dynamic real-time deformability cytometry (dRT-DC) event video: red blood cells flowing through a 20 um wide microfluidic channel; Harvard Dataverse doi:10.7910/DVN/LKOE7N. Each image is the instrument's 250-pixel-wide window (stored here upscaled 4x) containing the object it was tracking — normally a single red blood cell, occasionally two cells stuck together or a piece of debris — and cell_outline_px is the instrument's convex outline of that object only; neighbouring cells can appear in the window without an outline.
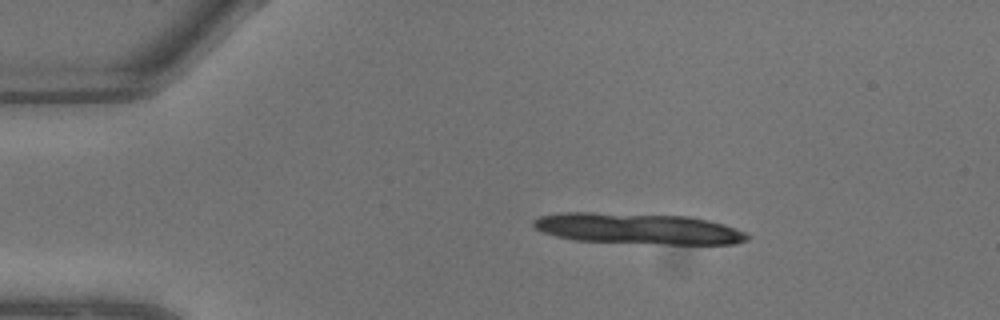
{"species": "common noctule bat (a hibernating species)", "species_latin": "Nyctalus noctula", "temperature_condition": "warm", "stored_images_in_passage": 4, "camera_frame_rate_fps": 3000, "um_per_image_px": 0.085, "animal": {"sex": "male", "body_mass_g": 13.3}, "frame": {"image": 1, "passage_image": 1, "time_ms": 0.0, "image_size_px": [1000, 320], "cell_outline_px": [[752, 236], [748, 240], [736, 244], [664, 244], [572, 240], [556, 236], [544, 232], [536, 228], [532, 224], [532, 220], [540, 216], [564, 212], [592, 212], [688, 216], [708, 220], [724, 224], [736, 228]], "centroid_in_image_um": [54.26, 19.43], "position_along_channel_um": 30.7, "area_um2": 38.67}}